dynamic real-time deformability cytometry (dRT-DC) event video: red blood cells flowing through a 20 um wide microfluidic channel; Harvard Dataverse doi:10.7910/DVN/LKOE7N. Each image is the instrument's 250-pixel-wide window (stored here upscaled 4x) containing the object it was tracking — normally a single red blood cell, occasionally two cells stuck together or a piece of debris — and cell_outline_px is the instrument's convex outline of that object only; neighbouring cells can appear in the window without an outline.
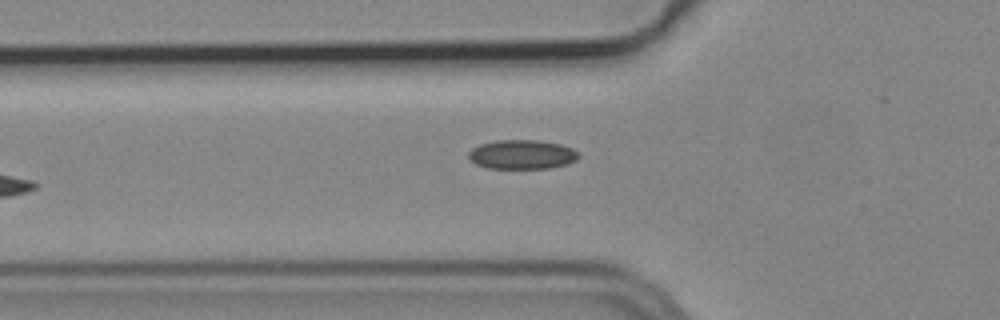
{"species": "common noctule bat (a hibernating species)", "species_latin": "Nyctalus noctula", "temperature_condition": "cold", "stored_images_in_passage": 6, "camera_frame_rate_fps": 3000, "um_per_image_px": 0.085, "animal": {"sex": "male", "body_mass_g": 19.2, "forearm_length_mm": 51.8}, "frame": {"image": 1, "passage_image": 6, "time_ms": 1.667, "image_size_px": [1000, 320], "cell_outline_px": [[580, 156], [576, 160], [568, 164], [548, 168], [488, 168], [476, 164], [468, 156], [468, 152], [472, 148], [480, 144], [496, 140], [540, 140], [560, 144], [572, 148], [580, 152]], "centroid_in_image_um": [44.4, 13.12], "position_along_channel_um": 81.4, "area_um2": 18.84}}